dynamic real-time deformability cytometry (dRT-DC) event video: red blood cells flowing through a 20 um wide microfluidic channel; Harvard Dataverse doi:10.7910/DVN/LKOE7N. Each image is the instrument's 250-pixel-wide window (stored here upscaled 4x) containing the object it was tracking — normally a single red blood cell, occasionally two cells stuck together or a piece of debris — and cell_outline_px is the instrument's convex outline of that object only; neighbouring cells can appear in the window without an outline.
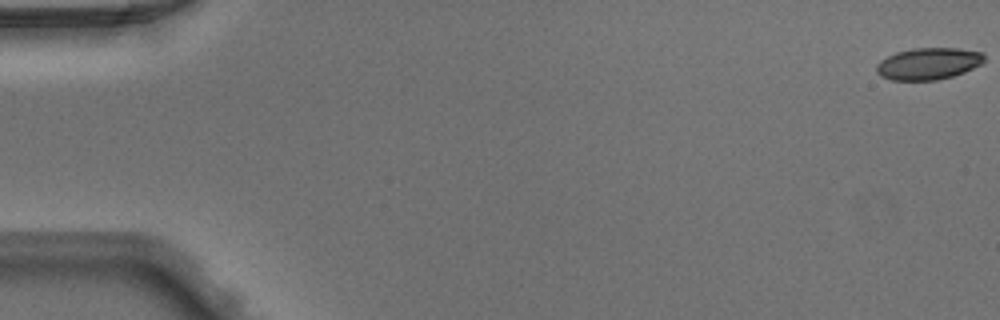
{"species": "Egyptian fruit bat (a non-hibernating species)", "species_latin": "Rousettus aegyptiacus", "temperature_condition": "warm", "stored_images_in_passage": 49, "camera_frame_rate_fps": 3000, "um_per_image_px": 0.085, "animal": {"sex": "male"}, "frame": {"image": 1, "passage_image": 1, "time_ms": 0.0, "image_size_px": [1000, 320], "cell_outline_px": [[984, 60], [980, 64], [964, 72], [952, 76], [936, 80], [892, 80], [880, 76], [876, 72], [876, 64], [880, 60], [896, 52], [912, 48], [960, 48], [980, 52], [984, 56]], "centroid_in_image_um": [78.87, 5.41], "position_along_channel_um": 6.1, "area_um2": 19.94}}
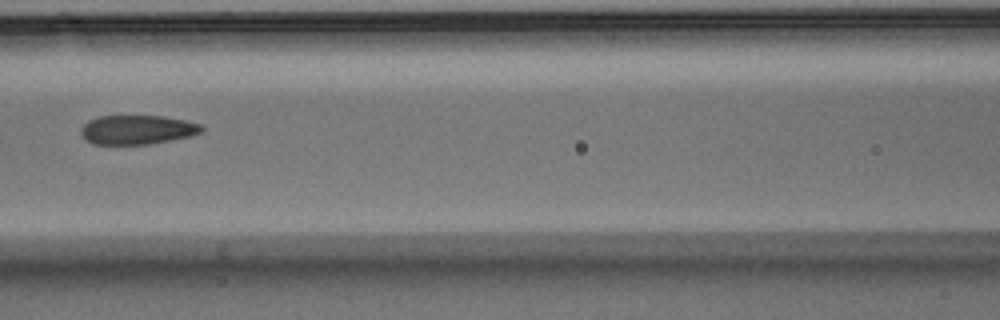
{"frame": {"image": 2, "passage_image": 23, "time_ms": 7.333, "image_size_px": [1000, 320], "cell_outline_px": [[204, 132], [192, 136], [148, 144], [92, 144], [80, 132], [80, 128], [88, 120], [100, 116], [164, 116], [204, 124]], "centroid_in_image_um": [11.72, 11.02], "position_along_channel_um": 154.9, "area_um2": 20.63}}
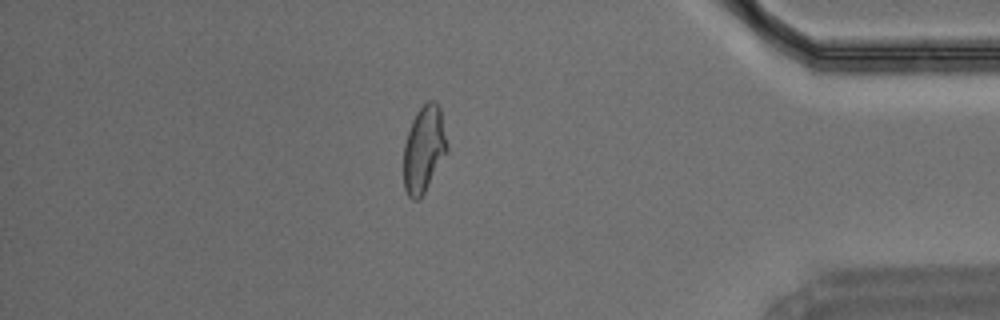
{"frame": {"image": 3, "passage_image": 43, "time_ms": 14.0, "image_size_px": [1000, 320], "cell_outline_px": [[448, 148], [424, 192], [416, 200], [412, 200], [408, 196], [404, 188], [404, 144], [412, 120], [416, 112], [428, 100], [436, 100], [440, 108], [448, 144]], "centroid_in_image_um": [36.02, 12.63], "position_along_channel_um": 399.2, "area_um2": 21.62}}